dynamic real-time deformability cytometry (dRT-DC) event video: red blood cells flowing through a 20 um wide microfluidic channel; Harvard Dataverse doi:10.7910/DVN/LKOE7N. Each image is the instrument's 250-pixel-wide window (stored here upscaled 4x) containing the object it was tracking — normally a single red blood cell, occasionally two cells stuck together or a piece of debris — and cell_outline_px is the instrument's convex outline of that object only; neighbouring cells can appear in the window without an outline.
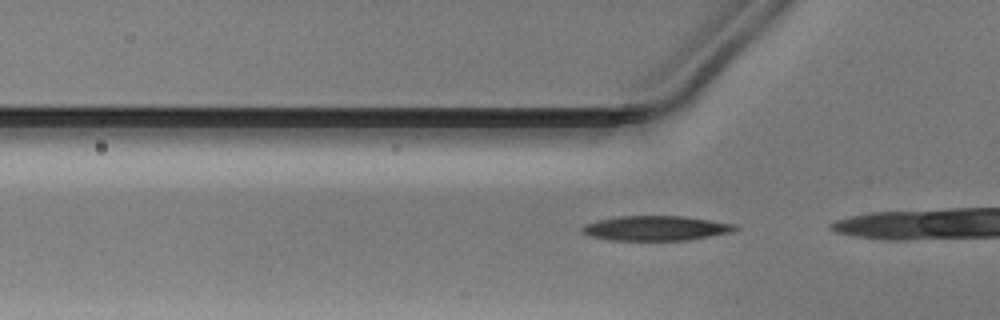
{"species": "Egyptian fruit bat (a non-hibernating species)", "species_latin": "Rousettus aegyptiacus", "temperature_condition": "warm", "stored_images_in_passage": 10, "camera_frame_rate_fps": 3000, "um_per_image_px": 0.085, "animal": {"sex": "male"}, "frame": {"image": 1, "passage_image": 7, "time_ms": 2.0, "image_size_px": [1000, 320], "cell_outline_px": [[740, 228], [732, 232], [688, 240], [608, 240], [588, 236], [580, 232], [580, 228], [584, 224], [596, 220], [620, 216], [680, 216], [736, 224]], "centroid_in_image_um": [55.69, 19.4], "position_along_channel_um": 70.1, "area_um2": 22.2}}